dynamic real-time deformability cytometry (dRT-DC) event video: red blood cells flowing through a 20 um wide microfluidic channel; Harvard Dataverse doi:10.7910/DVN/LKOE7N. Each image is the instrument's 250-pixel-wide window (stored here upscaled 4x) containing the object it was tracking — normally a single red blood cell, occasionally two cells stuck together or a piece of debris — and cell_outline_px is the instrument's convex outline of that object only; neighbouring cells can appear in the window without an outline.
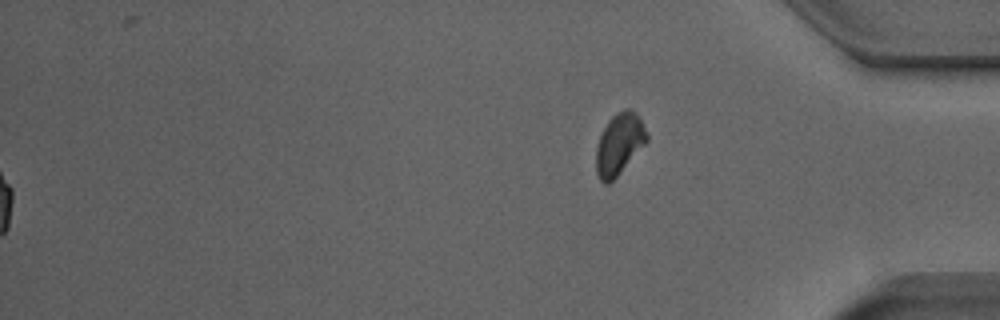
{"species": "Egyptian fruit bat (a non-hibernating species)", "species_latin": "Rousettus aegyptiacus", "temperature_condition": "room temperature", "stored_images_in_passage": 41, "segment_of_instrument_passage": [2, 2], "camera_frame_rate_fps": 3000, "um_per_image_px": 0.085, "animal": {"sex": "male"}, "frame": {"image": 1, "passage_image": 41, "time_ms": 13.333, "image_size_px": [1000, 320], "cell_outline_px": [[648, 140], [616, 176], [608, 184], [604, 184], [600, 180], [596, 172], [596, 144], [608, 120], [616, 112], [624, 108], [632, 108], [640, 116], [648, 136]], "centroid_in_image_um": [52.63, 12.19], "position_along_channel_um": 382.6, "area_um2": 18.09}}